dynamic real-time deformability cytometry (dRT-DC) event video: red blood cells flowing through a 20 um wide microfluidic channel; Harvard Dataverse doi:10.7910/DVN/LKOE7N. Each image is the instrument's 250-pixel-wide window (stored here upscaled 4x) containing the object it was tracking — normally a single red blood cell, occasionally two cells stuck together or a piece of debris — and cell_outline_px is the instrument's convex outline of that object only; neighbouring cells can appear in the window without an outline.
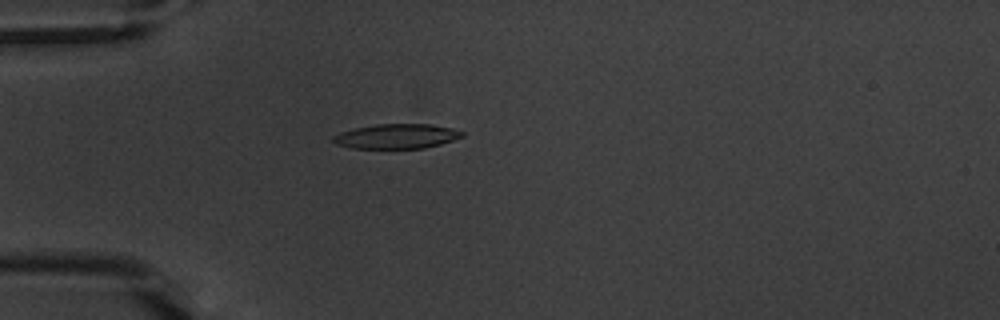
{"species": "common noctule bat (a hibernating species)", "species_latin": "Nyctalus noctula", "temperature_condition": "warm", "stored_images_in_passage": 45, "camera_frame_rate_fps": 3000, "um_per_image_px": 0.085, "animal": {"sex": "male", "body_mass_g": 20.1, "forearm_length_mm": 53.5}, "frame": {"image": 1, "passage_image": 7, "time_ms": 2.0, "image_size_px": [1000, 320], "cell_outline_px": [[464, 136], [440, 144], [424, 148], [352, 148], [336, 144], [332, 140], [332, 136], [340, 132], [356, 128], [376, 124], [432, 124], [452, 128], [464, 132]], "centroid_in_image_um": [33.71, 11.58], "position_along_channel_um": 51.3, "area_um2": 18.5}}
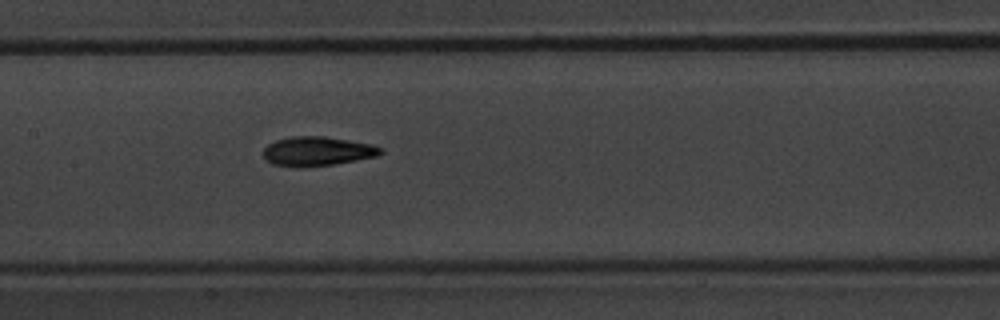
{"frame": {"image": 2, "passage_image": 18, "time_ms": 5.667, "image_size_px": [1000, 320], "cell_outline_px": [[384, 152], [376, 156], [356, 160], [332, 164], [300, 168], [272, 164], [264, 160], [264, 148], [268, 144], [276, 140], [292, 136], [324, 136], [372, 144], [384, 148]], "centroid_in_image_um": [26.96, 12.86], "position_along_channel_um": 180.4, "area_um2": 20.11}}
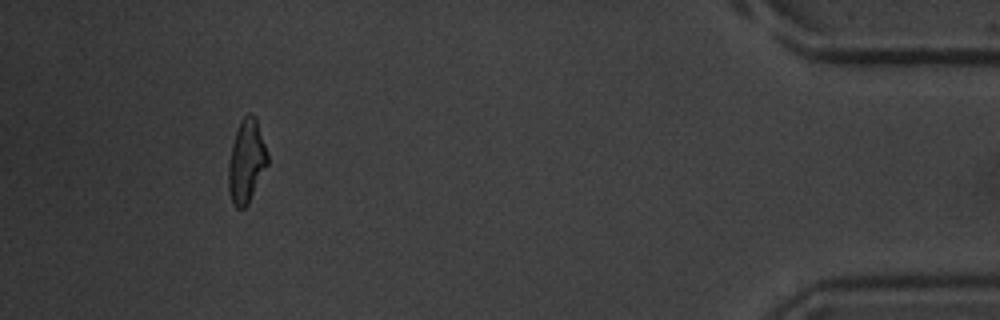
{"frame": {"image": 3, "passage_image": 41, "time_ms": 13.333, "image_size_px": [1000, 320], "cell_outline_px": [[268, 164], [248, 204], [244, 208], [236, 208], [232, 200], [228, 188], [228, 164], [232, 144], [236, 128], [240, 120], [248, 112], [252, 112], [256, 116], [268, 152]], "centroid_in_image_um": [20.95, 13.65], "position_along_channel_um": 414.2, "area_um2": 19.25}, "authors_computed_cell_mechanics": {"area_um2": 19.1318, "velocity_mm_per_s": 3.8339, "shape_relaxation_time_tau1_ms": 3.3767, "shape_relaxation_time_tau2_ms": 2.7325, "deformation_change_tau1": 0.1658, "deformation_change_tau2": 0.1105}}